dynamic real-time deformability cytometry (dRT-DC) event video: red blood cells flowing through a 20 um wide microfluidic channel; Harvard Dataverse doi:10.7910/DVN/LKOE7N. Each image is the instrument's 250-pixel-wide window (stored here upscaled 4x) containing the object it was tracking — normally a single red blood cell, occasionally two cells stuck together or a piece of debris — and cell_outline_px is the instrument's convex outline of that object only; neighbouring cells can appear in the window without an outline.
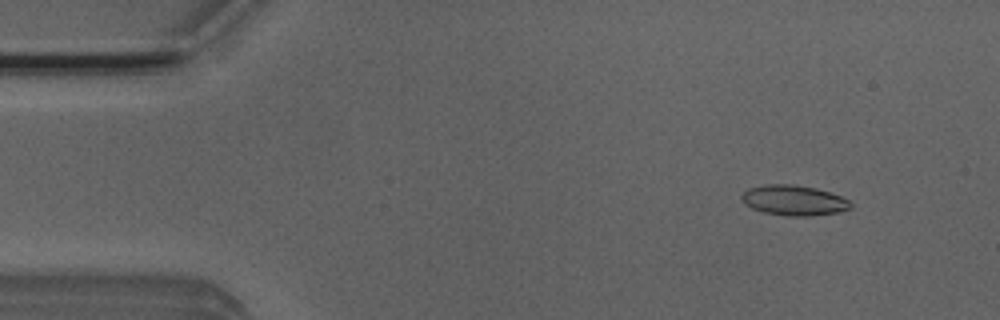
{"species": "Egyptian fruit bat (a non-hibernating species)", "species_latin": "Rousettus aegyptiacus", "temperature_condition": "room temperature", "stored_images_in_passage": 51, "camera_frame_rate_fps": 3000, "um_per_image_px": 0.085, "animal": {"sex": "male"}, "frame": {"image": 1, "passage_image": 5, "time_ms": 1.333, "image_size_px": [1000, 320], "cell_outline_px": [[852, 208], [836, 212], [808, 216], [784, 216], [764, 212], [752, 208], [744, 204], [740, 200], [740, 196], [748, 188], [764, 184], [792, 184], [816, 188], [840, 196], [848, 200], [852, 204]], "centroid_in_image_um": [67.42, 17.02], "position_along_channel_um": 17.6, "area_um2": 19.25}}
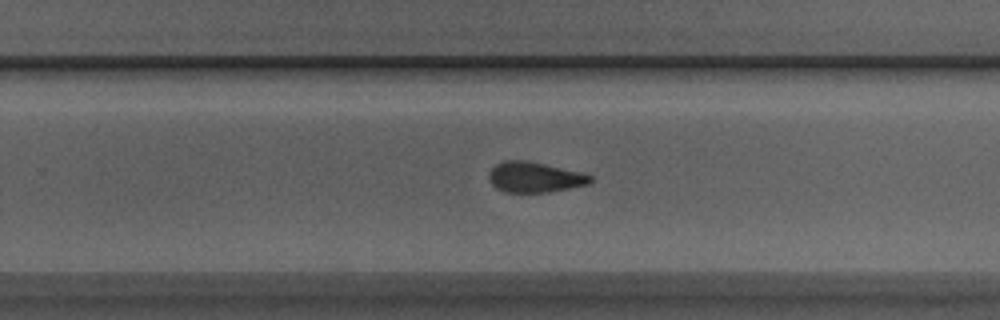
{"frame": {"image": 2, "passage_image": 32, "time_ms": 10.333, "image_size_px": [1000, 320], "cell_outline_px": [[592, 180], [588, 184], [548, 192], [504, 192], [496, 188], [492, 184], [488, 176], [492, 168], [496, 164], [504, 160], [528, 160], [580, 172], [592, 176]], "centroid_in_image_um": [45.42, 15.05], "position_along_channel_um": 284.4, "area_um2": 17.86}}
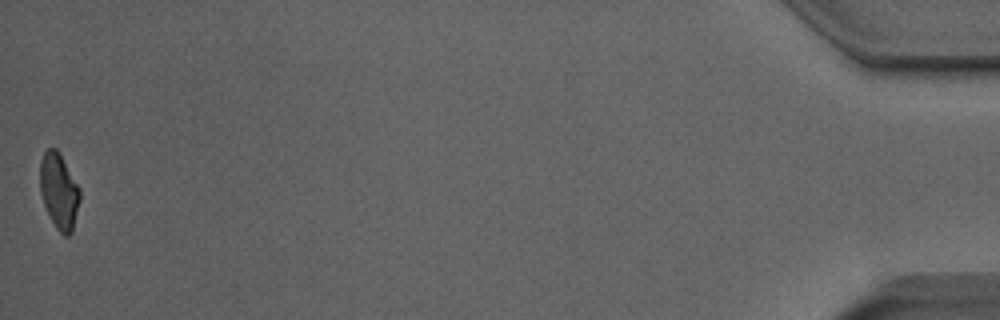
{"frame": {"image": 3, "passage_image": 51, "time_ms": 16.667, "image_size_px": [1000, 320], "cell_outline_px": [[80, 200], [72, 232], [68, 236], [64, 236], [56, 228], [48, 216], [40, 192], [40, 160], [44, 152], [48, 148], [56, 148], [60, 152], [80, 188]], "centroid_in_image_um": [5.01, 16.24], "position_along_channel_um": 430.2, "area_um2": 17.8}, "authors_computed_cell_mechanics": {"area_um2": 18.6694, "velocity_mm_per_s": 3.9541, "shape_relaxation_time_tau1_ms": 6.0696, "shape_relaxation_time_tau2_ms": 1.6111, "deformation_change_tau1": 0.1752, "deformation_change_tau2": 0.0907}}